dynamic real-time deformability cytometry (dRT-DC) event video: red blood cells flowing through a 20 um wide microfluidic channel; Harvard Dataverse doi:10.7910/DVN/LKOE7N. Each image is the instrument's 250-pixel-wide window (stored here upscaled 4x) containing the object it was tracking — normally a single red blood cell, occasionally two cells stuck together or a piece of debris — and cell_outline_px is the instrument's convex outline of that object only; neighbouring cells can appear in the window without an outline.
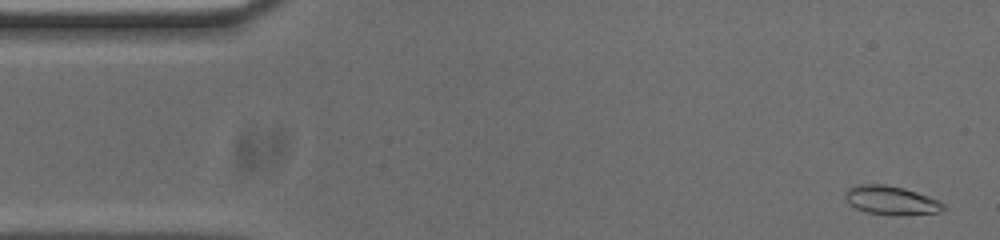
{"species": "common noctule bat (a hibernating species)", "species_latin": "Nyctalus noctula", "temperature_condition": "cold", "stored_images_in_passage": 14, "camera_frame_rate_fps": 3000, "um_per_image_px": 0.085, "animal": {"sex": "male", "body_mass_g": 20.0, "forearm_length_mm": 53.3}, "frame": {"image": 1, "passage_image": 1, "time_ms": 0.0, "image_size_px": [1000, 240], "cell_outline_px": [[944, 208], [940, 212], [904, 216], [892, 216], [864, 212], [848, 204], [844, 200], [844, 192], [848, 188], [860, 184], [884, 184], [904, 188], [940, 200], [944, 204]], "centroid_in_image_um": [75.72, 17.05], "position_along_channel_um": 9.3, "area_um2": 16.94}}